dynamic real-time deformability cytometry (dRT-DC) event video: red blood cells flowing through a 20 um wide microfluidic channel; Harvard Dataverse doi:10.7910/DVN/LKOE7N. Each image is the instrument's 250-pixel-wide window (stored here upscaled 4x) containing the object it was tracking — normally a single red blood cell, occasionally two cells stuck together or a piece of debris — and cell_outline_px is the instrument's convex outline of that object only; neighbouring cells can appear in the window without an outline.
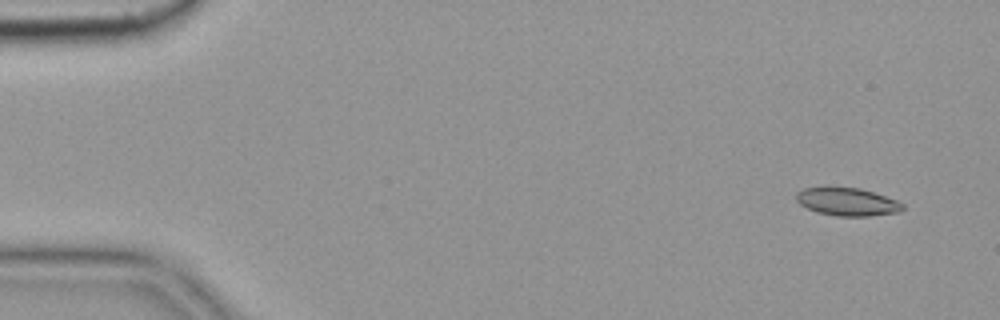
{"species": "common noctule bat (a hibernating species)", "species_latin": "Nyctalus noctula", "temperature_condition": "cold", "stored_images_in_passage": 6, "camera_frame_rate_fps": 3000, "um_per_image_px": 0.085, "animal": {"sex": "female", "body_mass_g": 19.9}, "frame": {"image": 1, "passage_image": 1, "time_ms": 0.0, "image_size_px": [1000, 320], "cell_outline_px": [[904, 208], [900, 212], [868, 216], [836, 216], [816, 212], [800, 204], [796, 200], [796, 192], [804, 188], [824, 184], [828, 184], [860, 188], [896, 200], [904, 204]], "centroid_in_image_um": [71.95, 17.1], "position_along_channel_um": 13.0, "area_um2": 17.98}}
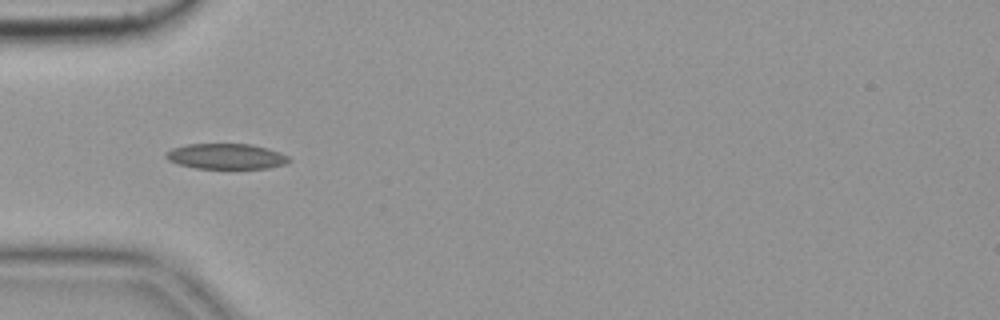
{"frame": {"image": 2, "passage_image": 5, "time_ms": 1.333, "image_size_px": [1000, 320], "cell_outline_px": [[292, 160], [284, 164], [268, 168], [196, 168], [180, 164], [168, 160], [164, 156], [164, 152], [172, 148], [188, 144], [252, 144], [268, 148], [280, 152], [288, 156]], "centroid_in_image_um": [19.22, 13.28], "position_along_channel_um": 65.8, "area_um2": 18.26}}
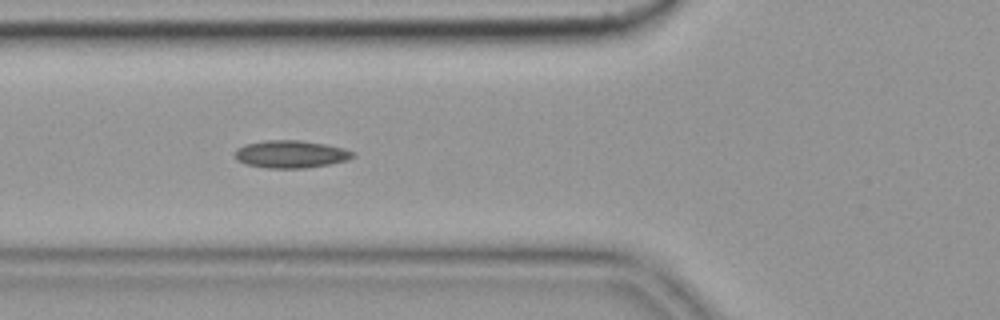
{"frame": {"image": 3, "passage_image": 6, "time_ms": 1.667, "image_size_px": [1000, 320], "cell_outline_px": [[356, 156], [348, 160], [328, 164], [304, 168], [268, 168], [244, 164], [236, 160], [232, 156], [236, 148], [244, 144], [264, 140], [300, 140], [324, 144], [344, 148], [356, 152]], "centroid_in_image_um": [24.68, 13.1], "position_along_channel_um": 101.1, "area_um2": 19.25}}